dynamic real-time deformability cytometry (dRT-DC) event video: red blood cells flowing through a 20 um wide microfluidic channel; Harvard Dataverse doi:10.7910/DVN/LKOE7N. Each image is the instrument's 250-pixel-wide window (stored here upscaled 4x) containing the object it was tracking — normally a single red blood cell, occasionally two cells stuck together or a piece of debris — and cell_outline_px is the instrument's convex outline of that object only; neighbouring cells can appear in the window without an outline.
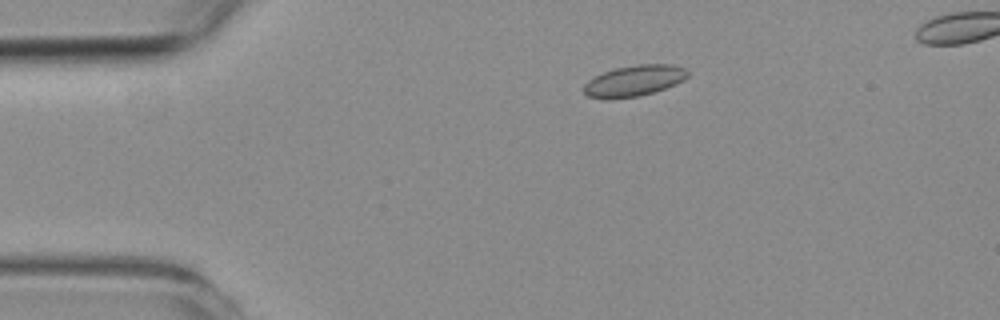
{"species": "common noctule bat (a hibernating species)", "species_latin": "Nyctalus noctula", "temperature_condition": "room temperature", "stored_images_in_passage": 44, "camera_frame_rate_fps": 3000, "um_per_image_px": 0.085, "animal": {"sex": "female", "body_mass_g": 19.3, "forearm_length_mm": 54.1}, "frame": {"image": 1, "passage_image": 1, "time_ms": 0.0, "image_size_px": [1000, 320], "cell_outline_px": [[688, 76], [684, 80], [676, 84], [652, 92], [636, 96], [608, 100], [588, 96], [584, 92], [584, 84], [588, 80], [604, 72], [616, 68], [636, 64], [672, 64], [684, 68], [688, 72]], "centroid_in_image_um": [53.89, 6.86], "position_along_channel_um": 31.1, "area_um2": 18.67}}
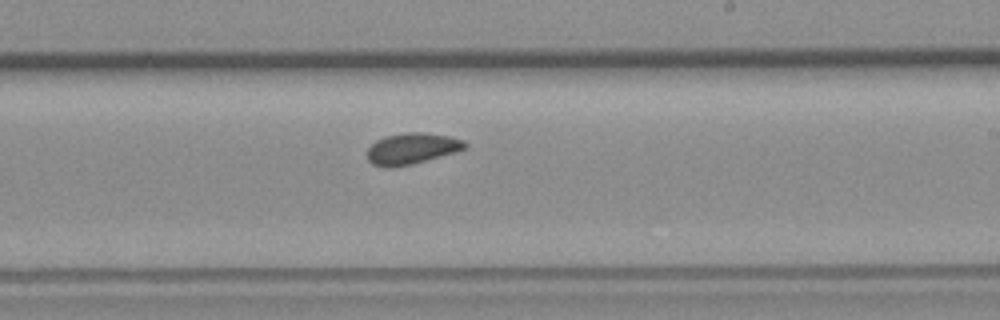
{"frame": {"image": 2, "passage_image": 23, "time_ms": 7.333, "image_size_px": [1000, 320], "cell_outline_px": [[468, 148], [456, 152], [412, 164], [392, 168], [384, 168], [372, 164], [368, 160], [368, 148], [376, 140], [384, 136], [408, 132], [424, 132], [448, 136], [464, 140], [468, 144]], "centroid_in_image_um": [35.02, 12.63], "position_along_channel_um": 254.0, "area_um2": 17.92}}
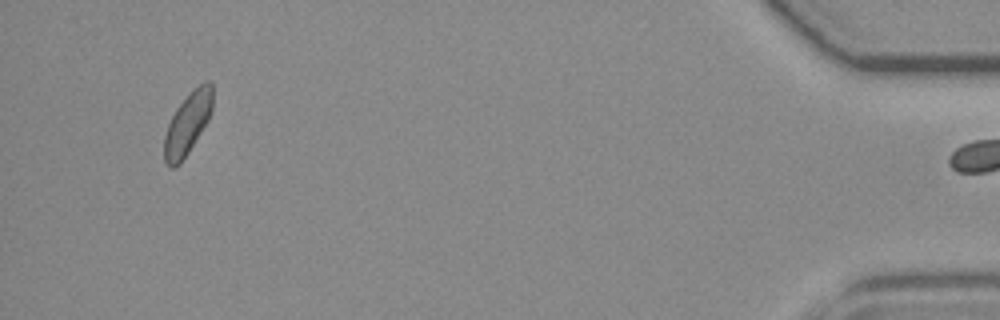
{"frame": {"image": 3, "passage_image": 43, "time_ms": 14.0, "image_size_px": [1000, 320], "cell_outline_px": [[212, 108], [208, 120], [188, 152], [180, 164], [172, 168], [168, 168], [164, 160], [164, 136], [168, 124], [176, 108], [200, 84], [208, 80], [212, 84]], "centroid_in_image_um": [15.92, 10.55], "position_along_channel_um": 419.3, "area_um2": 17.05}}